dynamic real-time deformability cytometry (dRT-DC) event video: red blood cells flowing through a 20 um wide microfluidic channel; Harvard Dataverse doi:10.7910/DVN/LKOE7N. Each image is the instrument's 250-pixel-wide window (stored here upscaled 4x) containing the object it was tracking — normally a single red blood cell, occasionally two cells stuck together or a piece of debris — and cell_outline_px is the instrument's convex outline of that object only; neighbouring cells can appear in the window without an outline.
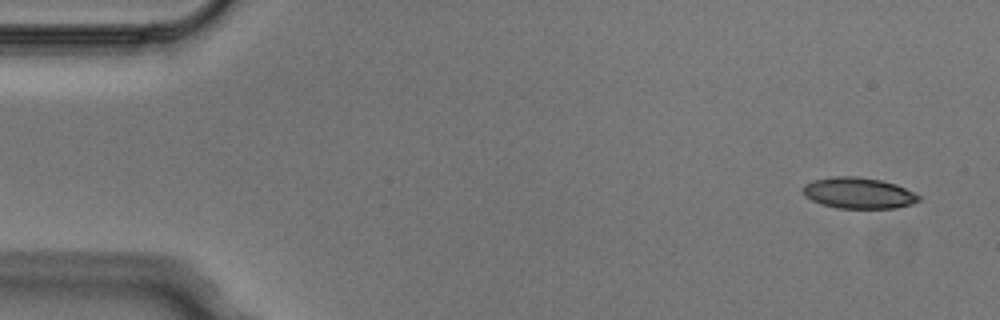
{"species": "Egyptian fruit bat (a non-hibernating species)", "species_latin": "Rousettus aegyptiacus", "temperature_condition": "cold", "stored_images_in_passage": 5, "camera_frame_rate_fps": 3000, "um_per_image_px": 0.085, "animal": {"sex": "male"}, "frame": {"image": 1, "passage_image": 1, "time_ms": 0.0, "image_size_px": [1000, 320], "cell_outline_px": [[920, 200], [912, 204], [896, 208], [836, 208], [812, 200], [804, 196], [804, 184], [812, 180], [836, 176], [856, 176], [880, 180], [896, 184], [920, 196]], "centroid_in_image_um": [72.97, 16.41], "position_along_channel_um": 12.0, "area_um2": 20.81}}
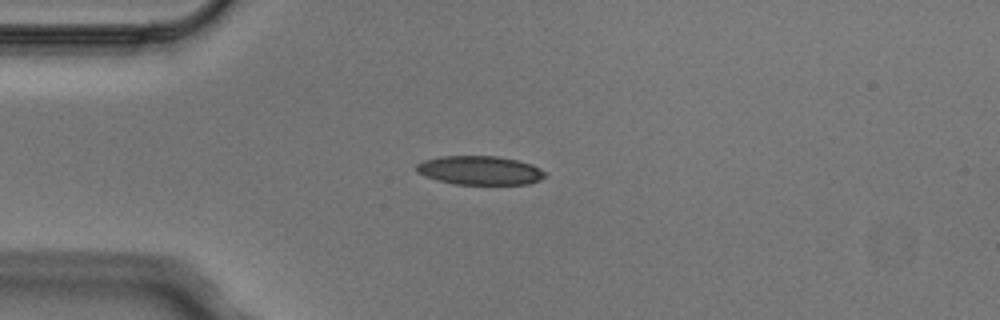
{"frame": {"image": 2, "passage_image": 4, "time_ms": 1.0, "image_size_px": [1000, 320], "cell_outline_px": [[548, 176], [540, 180], [528, 184], [456, 184], [424, 176], [416, 172], [416, 164], [424, 160], [440, 156], [496, 156], [516, 160], [532, 164], [544, 172]], "centroid_in_image_um": [40.78, 14.48], "position_along_channel_um": 44.2, "area_um2": 21.56}}
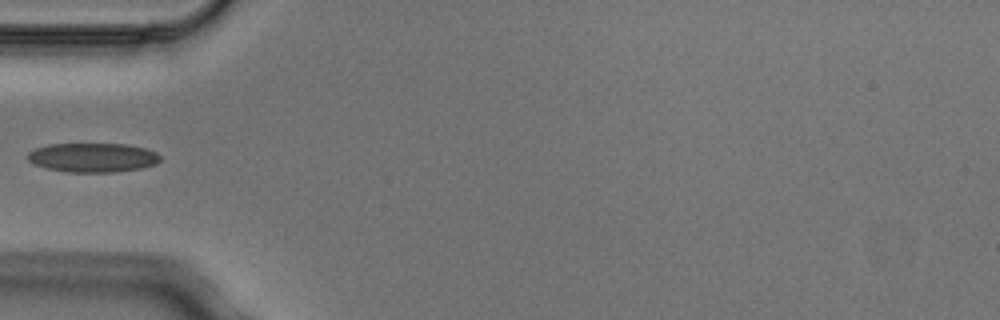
{"frame": {"image": 3, "passage_image": 5, "time_ms": 1.333, "image_size_px": [1000, 320], "cell_outline_px": [[160, 160], [156, 164], [144, 168], [116, 172], [64, 172], [44, 168], [32, 164], [28, 160], [28, 152], [36, 148], [48, 144], [128, 144], [144, 148], [156, 152], [160, 156]], "centroid_in_image_um": [7.87, 13.4], "position_along_channel_um": 77.1, "area_um2": 22.83}}